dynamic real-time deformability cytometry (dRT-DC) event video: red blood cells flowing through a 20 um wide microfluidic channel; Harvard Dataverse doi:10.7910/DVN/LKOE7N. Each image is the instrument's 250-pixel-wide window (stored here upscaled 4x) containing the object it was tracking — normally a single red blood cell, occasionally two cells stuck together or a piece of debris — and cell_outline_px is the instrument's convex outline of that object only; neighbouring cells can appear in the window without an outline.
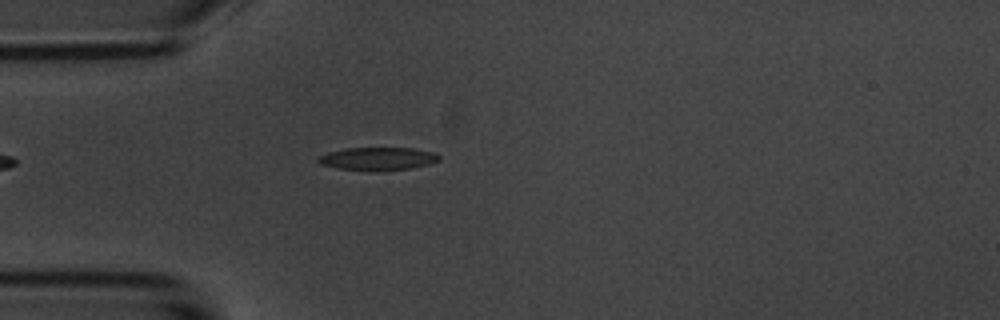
{"species": "common noctule bat (a hibernating species)", "species_latin": "Nyctalus noctula", "temperature_condition": "room temperature", "stored_images_in_passage": 5, "camera_frame_rate_fps": 3000, "um_per_image_px": 0.085, "animal": {"sex": "male", "body_mass_g": 20.1, "forearm_length_mm": 53.5}, "frame": {"image": 1, "passage_image": 5, "time_ms": 4.333, "image_size_px": [1000, 320], "cell_outline_px": [[440, 160], [428, 164], [412, 168], [376, 172], [368, 172], [340, 168], [320, 164], [316, 160], [316, 156], [328, 152], [348, 148], [412, 148], [432, 152], [440, 156]], "centroid_in_image_um": [32.08, 13.51], "position_along_channel_um": 52.9, "area_um2": 16.42}}